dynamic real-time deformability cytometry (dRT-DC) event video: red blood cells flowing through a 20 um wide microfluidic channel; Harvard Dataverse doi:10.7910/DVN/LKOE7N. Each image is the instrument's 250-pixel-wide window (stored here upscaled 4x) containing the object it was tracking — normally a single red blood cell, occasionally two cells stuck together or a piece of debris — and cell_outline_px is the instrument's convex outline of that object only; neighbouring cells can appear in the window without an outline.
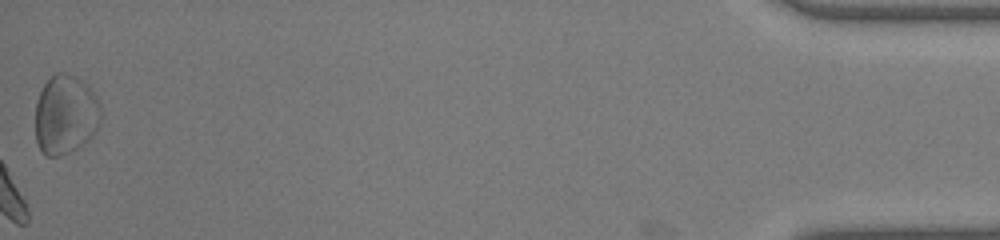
{"species": "common noctule bat (a hibernating species)", "species_latin": "Nyctalus noctula", "temperature_condition": "warm", "stored_images_in_passage": 34, "camera_frame_rate_fps": 3000, "um_per_image_px": 0.085, "animal": {"sex": "male", "body_mass_g": 19.0, "forearm_length_mm": 50.8}, "frame": {"image": 1, "passage_image": 34, "time_ms": 11.0, "image_size_px": [1000, 240], "cell_outline_px": [[100, 116], [96, 132], [88, 140], [76, 148], [60, 156], [44, 156], [36, 140], [36, 100], [44, 84], [56, 72], [64, 72], [76, 76], [84, 80], [92, 88], [100, 104]], "centroid_in_image_um": [5.57, 9.72], "position_along_channel_um": 429.6, "area_um2": 30.52}}